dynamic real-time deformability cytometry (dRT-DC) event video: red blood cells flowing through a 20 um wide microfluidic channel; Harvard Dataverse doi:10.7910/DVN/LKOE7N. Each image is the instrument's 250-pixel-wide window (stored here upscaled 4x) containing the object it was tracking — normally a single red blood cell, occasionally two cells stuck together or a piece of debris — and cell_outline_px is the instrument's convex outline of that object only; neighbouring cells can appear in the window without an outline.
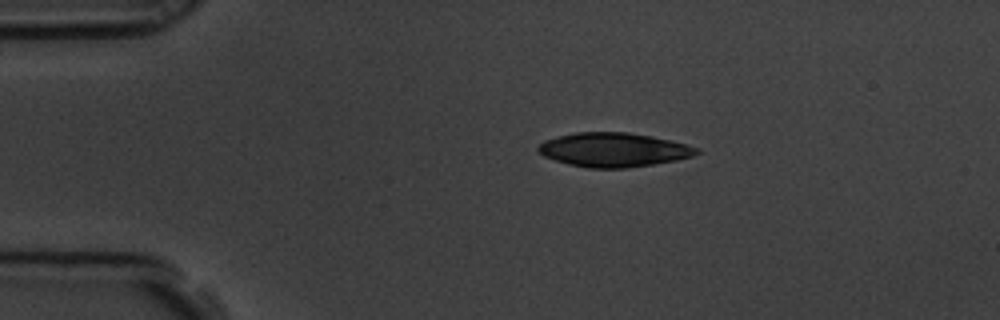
{"species": "common noctule bat (a hibernating species)", "species_latin": "Nyctalus noctula", "temperature_condition": "room temperature", "stored_images_in_passage": 6, "camera_frame_rate_fps": 3000, "um_per_image_px": 0.085, "animal": {"sex": "male", "body_mass_g": 19.5, "forearm_length_mm": 54.6}, "frame": {"image": 1, "passage_image": 2, "time_ms": 0.333, "image_size_px": [1000, 320], "cell_outline_px": [[704, 152], [692, 156], [676, 160], [652, 164], [624, 168], [588, 168], [568, 164], [544, 156], [536, 148], [544, 140], [556, 136], [576, 132], [628, 132], [652, 136], [688, 144], [700, 148]], "centroid_in_image_um": [52.19, 12.72], "position_along_channel_um": 32.8, "area_um2": 31.62}}